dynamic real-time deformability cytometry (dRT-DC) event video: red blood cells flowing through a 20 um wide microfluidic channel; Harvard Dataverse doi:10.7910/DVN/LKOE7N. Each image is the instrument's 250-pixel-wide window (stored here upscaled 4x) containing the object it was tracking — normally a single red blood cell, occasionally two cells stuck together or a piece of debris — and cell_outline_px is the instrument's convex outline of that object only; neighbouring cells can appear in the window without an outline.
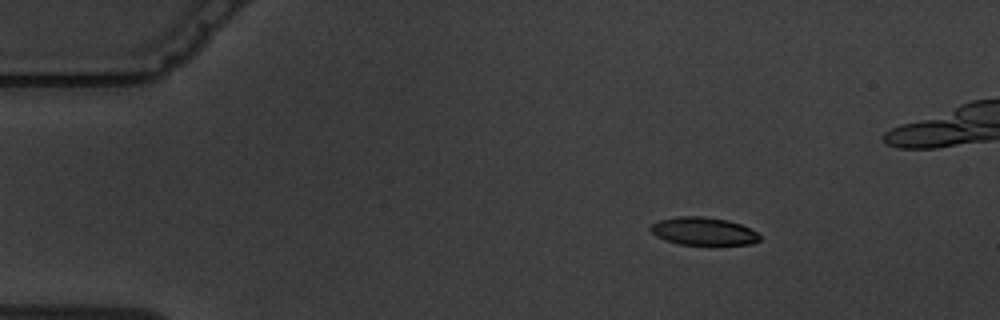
{"species": "common noctule bat (a hibernating species)", "species_latin": "Nyctalus noctula", "temperature_condition": "warm", "stored_images_in_passage": 12, "camera_frame_rate_fps": 3000, "um_per_image_px": 0.085, "animal": {"sex": "male", "body_mass_g": 19.5, "forearm_length_mm": 54.6}, "frame": {"image": 1, "passage_image": 1, "time_ms": 0.0, "image_size_px": [1000, 320], "cell_outline_px": [[760, 240], [752, 244], [680, 244], [664, 240], [656, 236], [648, 228], [652, 224], [660, 220], [676, 216], [704, 216], [728, 220], [740, 224], [756, 232], [760, 236]], "centroid_in_image_um": [59.76, 19.64], "position_along_channel_um": 25.2, "area_um2": 17.63}, "authors_computed_cell_mechanics": {"area_um2": 19.652, "velocity_mm_per_s": 3.5905, "shape_relaxation_time_tau1_ms": 4.3519, "shape_relaxation_time_tau2_ms": 1.4748, "deformation_change_tau1": 0.141, "deformation_change_tau2": 0.0593}}